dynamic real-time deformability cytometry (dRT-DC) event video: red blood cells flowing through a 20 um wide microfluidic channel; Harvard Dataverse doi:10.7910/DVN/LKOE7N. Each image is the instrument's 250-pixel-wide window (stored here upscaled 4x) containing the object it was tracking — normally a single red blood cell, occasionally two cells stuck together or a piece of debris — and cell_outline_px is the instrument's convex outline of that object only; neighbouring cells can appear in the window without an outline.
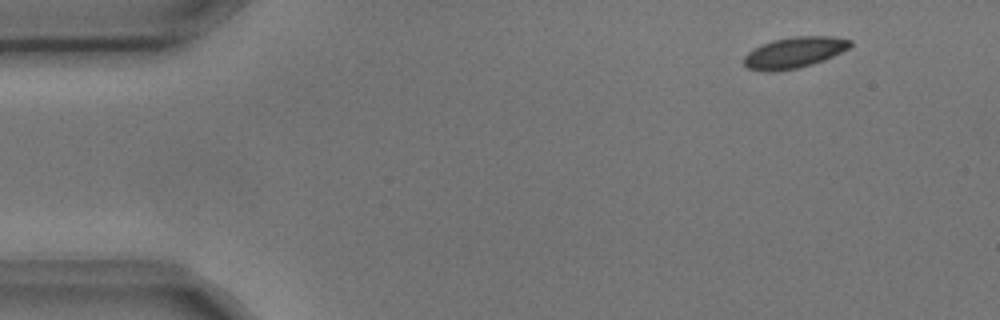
{"species": "common noctule bat (a hibernating species)", "species_latin": "Nyctalus noctula", "temperature_condition": "cold", "stored_images_in_passage": 3, "camera_frame_rate_fps": 3000, "um_per_image_px": 0.085, "animal": {"sex": "male", "body_mass_g": 17.9, "forearm_length_mm": 54.2}, "frame": {"image": 1, "passage_image": 1, "time_ms": 0.0, "image_size_px": [1000, 320], "cell_outline_px": [[852, 44], [848, 48], [824, 60], [800, 68], [776, 72], [764, 72], [748, 68], [744, 64], [744, 56], [748, 52], [772, 40], [796, 36], [832, 36], [852, 40]], "centroid_in_image_um": [67.51, 4.48], "position_along_channel_um": 17.5, "area_um2": 19.19}}
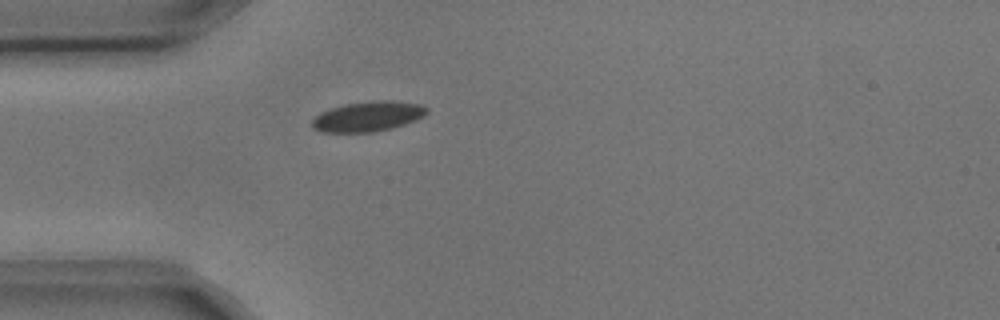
{"frame": {"image": 2, "passage_image": 3, "time_ms": 0.667, "image_size_px": [1000, 320], "cell_outline_px": [[428, 112], [424, 116], [416, 120], [392, 128], [372, 132], [324, 132], [312, 128], [312, 120], [320, 112], [332, 108], [348, 104], [376, 100], [392, 100], [420, 104], [428, 108]], "centroid_in_image_um": [31.3, 9.89], "position_along_channel_um": 53.7, "area_um2": 20.0}}